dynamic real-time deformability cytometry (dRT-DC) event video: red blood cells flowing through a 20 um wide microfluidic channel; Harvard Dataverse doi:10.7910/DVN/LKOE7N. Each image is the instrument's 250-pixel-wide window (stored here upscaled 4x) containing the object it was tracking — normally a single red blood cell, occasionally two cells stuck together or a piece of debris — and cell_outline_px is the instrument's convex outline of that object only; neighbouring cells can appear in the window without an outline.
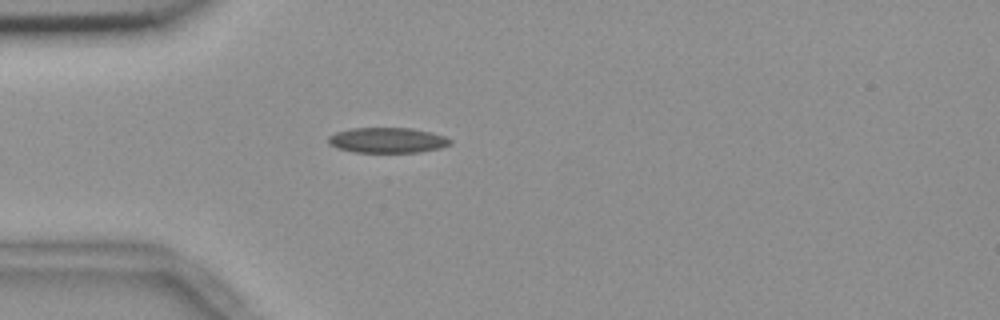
{"species": "common noctule bat (a hibernating species)", "species_latin": "Nyctalus noctula", "temperature_condition": "room temperature", "stored_images_in_passage": 36, "camera_frame_rate_fps": 3000, "um_per_image_px": 0.085, "animal": {"sex": "female", "body_mass_g": 18.4}, "frame": {"image": 1, "passage_image": 4, "time_ms": 1.0, "image_size_px": [1000, 320], "cell_outline_px": [[452, 144], [440, 148], [420, 152], [352, 152], [336, 148], [328, 144], [328, 136], [336, 132], [352, 128], [412, 128], [432, 132], [444, 136], [452, 140]], "centroid_in_image_um": [32.92, 11.92], "position_along_channel_um": 52.1, "area_um2": 18.15}}
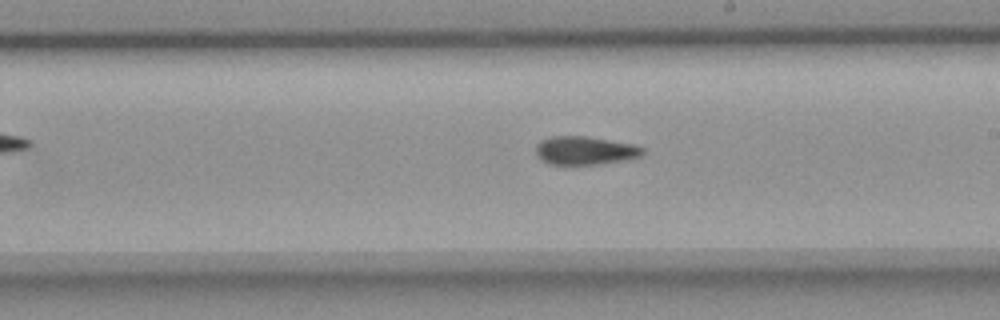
{"frame": {"image": 2, "passage_image": 20, "time_ms": 6.333, "image_size_px": [1000, 320], "cell_outline_px": [[644, 152], [640, 156], [632, 160], [596, 164], [548, 164], [536, 152], [536, 144], [540, 140], [552, 136], [588, 136], [636, 144], [644, 148]], "centroid_in_image_um": [49.8, 12.78], "position_along_channel_um": 239.2, "area_um2": 17.86}}
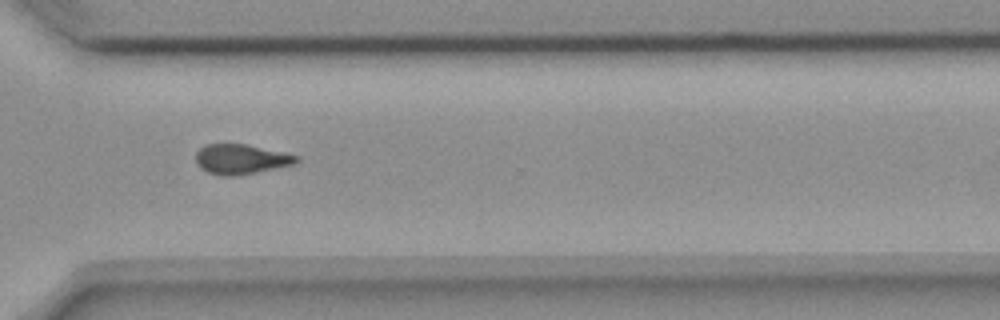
{"frame": {"image": 3, "passage_image": 29, "time_ms": 9.333, "image_size_px": [1000, 320], "cell_outline_px": [[300, 160], [292, 164], [232, 176], [224, 176], [208, 172], [200, 168], [196, 160], [196, 152], [204, 144], [244, 144], [300, 156]], "centroid_in_image_um": [20.43, 13.51], "position_along_channel_um": 350.2, "area_um2": 17.05}}